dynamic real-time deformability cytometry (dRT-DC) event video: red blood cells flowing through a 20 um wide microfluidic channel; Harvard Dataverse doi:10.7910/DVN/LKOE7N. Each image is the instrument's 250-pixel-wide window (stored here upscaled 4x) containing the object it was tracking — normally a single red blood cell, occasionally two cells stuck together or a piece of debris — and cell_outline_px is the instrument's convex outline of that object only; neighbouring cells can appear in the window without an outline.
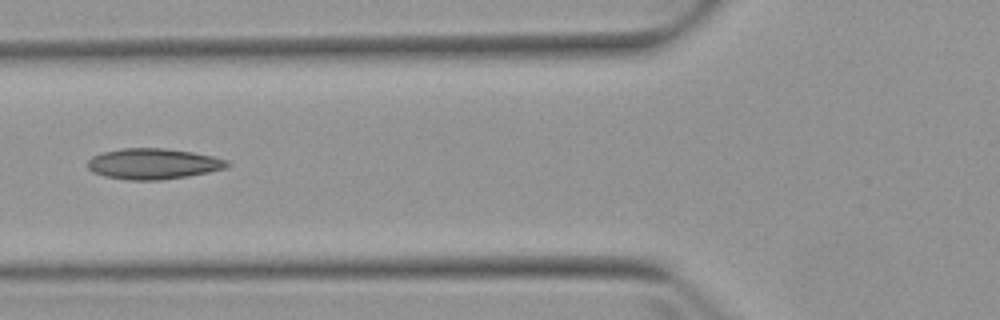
{"species": "Egyptian fruit bat (a non-hibernating species)", "species_latin": "Rousettus aegyptiacus", "temperature_condition": "warm", "stored_images_in_passage": 6, "camera_frame_rate_fps": 3000, "um_per_image_px": 0.085, "animal": {"sex": "female"}, "frame": {"image": 1, "passage_image": 5, "time_ms": 5.667, "image_size_px": [1000, 320], "cell_outline_px": [[232, 164], [224, 168], [208, 172], [188, 176], [160, 180], [128, 180], [104, 176], [92, 172], [88, 168], [88, 160], [92, 156], [104, 152], [120, 148], [164, 148], [192, 152], [212, 156], [228, 160]], "centroid_in_image_um": [13.01, 13.92], "position_along_channel_um": 112.8, "area_um2": 25.03}}
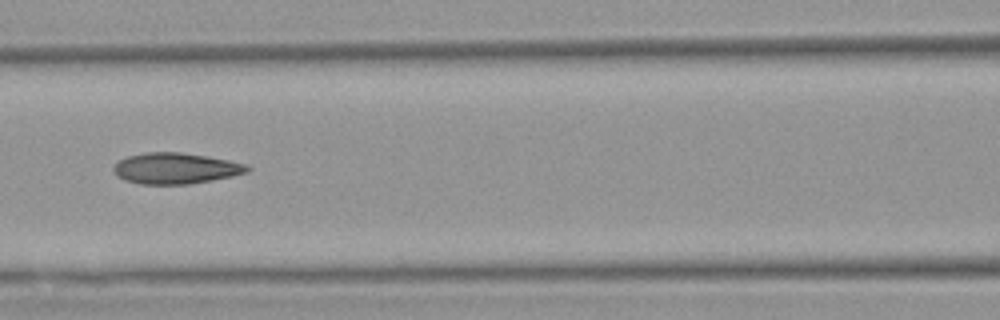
{"frame": {"image": 2, "passage_image": 6, "time_ms": 6.667, "image_size_px": [1000, 320], "cell_outline_px": [[252, 168], [248, 172], [232, 176], [212, 180], [188, 184], [140, 184], [124, 180], [116, 176], [112, 172], [112, 168], [120, 160], [128, 156], [144, 152], [180, 152], [208, 156], [248, 164]], "centroid_in_image_um": [14.93, 14.31], "position_along_channel_um": 151.7, "area_um2": 24.33}}